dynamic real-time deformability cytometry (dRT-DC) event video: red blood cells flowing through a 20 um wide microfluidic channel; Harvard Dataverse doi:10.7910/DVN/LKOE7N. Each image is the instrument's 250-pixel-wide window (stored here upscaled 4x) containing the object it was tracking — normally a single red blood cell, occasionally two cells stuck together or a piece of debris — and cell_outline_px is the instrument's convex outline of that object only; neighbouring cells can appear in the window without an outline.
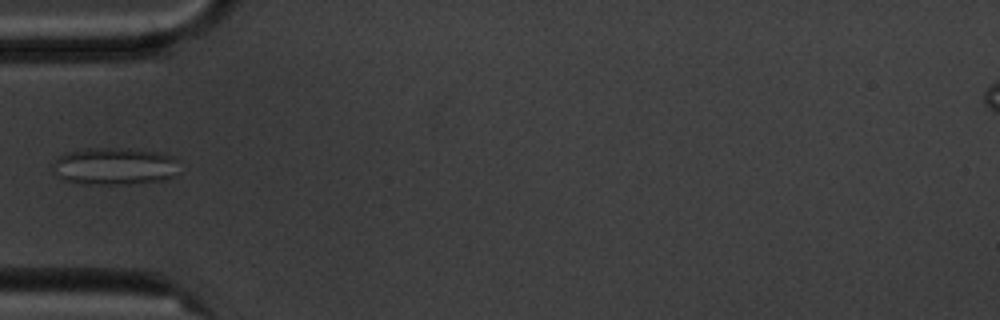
{"species": "common noctule bat (a hibernating species)", "species_latin": "Nyctalus noctula", "temperature_condition": "cold", "stored_images_in_passage": 6, "camera_frame_rate_fps": 3000, "um_per_image_px": 0.085, "animal": {"sex": "male", "body_mass_g": 20.1, "forearm_length_mm": 53.5}, "frame": {"image": 1, "passage_image": 6, "time_ms": 6.333, "image_size_px": [1000, 320], "cell_outline_px": [[176, 160], [172, 176], [164, 180], [128, 184], [80, 184], [64, 180], [56, 176], [52, 172], [52, 164], [56, 156], [64, 152], [84, 148], [128, 148], [160, 152], [172, 156]], "centroid_in_image_um": [9.6, 14.12], "position_along_channel_um": 75.4, "area_um2": 27.8}}